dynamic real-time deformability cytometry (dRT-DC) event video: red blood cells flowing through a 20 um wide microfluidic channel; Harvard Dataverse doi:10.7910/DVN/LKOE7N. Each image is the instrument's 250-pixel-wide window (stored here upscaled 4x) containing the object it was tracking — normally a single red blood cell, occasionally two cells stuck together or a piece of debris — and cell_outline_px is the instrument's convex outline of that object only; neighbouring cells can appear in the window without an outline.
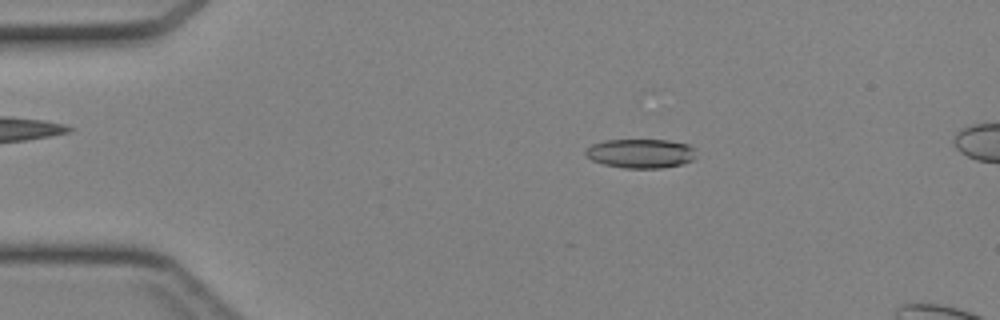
{"species": "Egyptian fruit bat (a non-hibernating species)", "species_latin": "Rousettus aegyptiacus", "temperature_condition": "cold", "stored_images_in_passage": 44, "camera_frame_rate_fps": 3000, "um_per_image_px": 0.085, "animal": {"sex": "female"}, "frame": {"image": 1, "passage_image": 8, "time_ms": 2.333, "image_size_px": [1000, 320], "cell_outline_px": [[696, 156], [692, 160], [680, 164], [664, 168], [624, 168], [604, 164], [592, 160], [584, 152], [592, 144], [604, 140], [668, 140], [688, 144], [696, 148]], "centroid_in_image_um": [54.49, 13.04], "position_along_channel_um": 30.5, "area_um2": 18.84}}
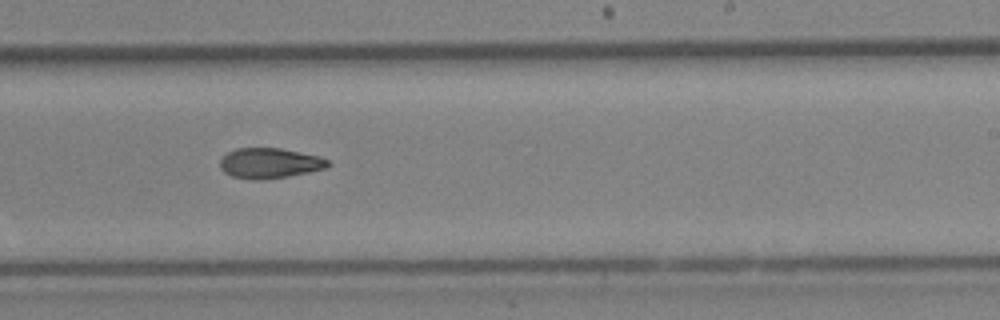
{"frame": {"image": 2, "passage_image": 27, "time_ms": 8.667, "image_size_px": [1000, 320], "cell_outline_px": [[328, 168], [288, 176], [264, 180], [252, 180], [232, 176], [224, 172], [220, 168], [220, 160], [228, 152], [236, 148], [280, 148], [316, 156], [328, 160]], "centroid_in_image_um": [22.88, 13.88], "position_along_channel_um": 266.1, "area_um2": 18.9}}
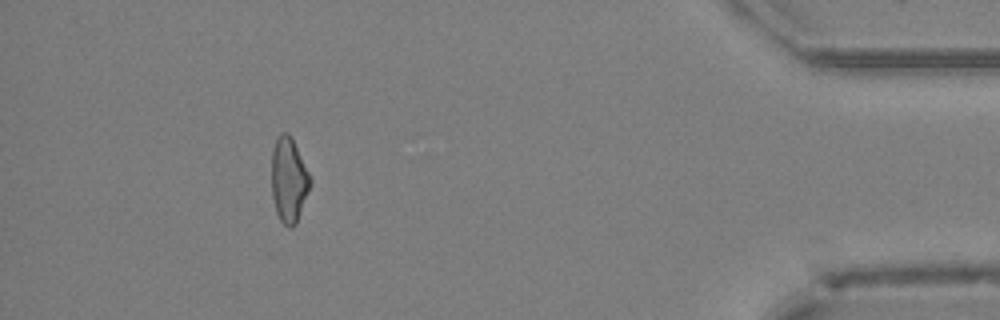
{"frame": {"image": 3, "passage_image": 40, "time_ms": 13.0, "image_size_px": [1000, 320], "cell_outline_px": [[312, 184], [296, 224], [292, 228], [288, 228], [280, 220], [276, 212], [272, 196], [272, 152], [276, 136], [280, 132], [288, 132], [312, 176]], "centroid_in_image_um": [24.56, 15.3], "position_along_channel_um": 410.6, "area_um2": 19.42}}